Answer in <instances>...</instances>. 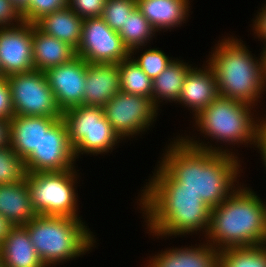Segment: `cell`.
<instances>
[{
	"label": "cell",
	"mask_w": 266,
	"mask_h": 267,
	"mask_svg": "<svg viewBox=\"0 0 266 267\" xmlns=\"http://www.w3.org/2000/svg\"><path fill=\"white\" fill-rule=\"evenodd\" d=\"M177 138L158 161V169L178 189L195 192L210 208L219 206L236 190L234 182L239 184V158L228 148L208 146L193 136Z\"/></svg>",
	"instance_id": "obj_1"
},
{
	"label": "cell",
	"mask_w": 266,
	"mask_h": 267,
	"mask_svg": "<svg viewBox=\"0 0 266 267\" xmlns=\"http://www.w3.org/2000/svg\"><path fill=\"white\" fill-rule=\"evenodd\" d=\"M154 172L139 198L152 236H185L198 230L206 235L211 208L195 192L178 189L158 168Z\"/></svg>",
	"instance_id": "obj_2"
},
{
	"label": "cell",
	"mask_w": 266,
	"mask_h": 267,
	"mask_svg": "<svg viewBox=\"0 0 266 267\" xmlns=\"http://www.w3.org/2000/svg\"><path fill=\"white\" fill-rule=\"evenodd\" d=\"M237 187L219 206L211 208L209 230L204 236L218 251L264 245L266 202L251 188Z\"/></svg>",
	"instance_id": "obj_3"
},
{
	"label": "cell",
	"mask_w": 266,
	"mask_h": 267,
	"mask_svg": "<svg viewBox=\"0 0 266 267\" xmlns=\"http://www.w3.org/2000/svg\"><path fill=\"white\" fill-rule=\"evenodd\" d=\"M241 41L223 38L206 62L216 75L219 96L249 103L255 108L266 91V75L262 56L257 59Z\"/></svg>",
	"instance_id": "obj_4"
},
{
	"label": "cell",
	"mask_w": 266,
	"mask_h": 267,
	"mask_svg": "<svg viewBox=\"0 0 266 267\" xmlns=\"http://www.w3.org/2000/svg\"><path fill=\"white\" fill-rule=\"evenodd\" d=\"M24 227L46 267L78 258L96 243L80 218L37 215Z\"/></svg>",
	"instance_id": "obj_5"
},
{
	"label": "cell",
	"mask_w": 266,
	"mask_h": 267,
	"mask_svg": "<svg viewBox=\"0 0 266 267\" xmlns=\"http://www.w3.org/2000/svg\"><path fill=\"white\" fill-rule=\"evenodd\" d=\"M252 109L253 105L249 103L218 96L194 118V124L197 131L211 140L234 146L239 143L254 146L266 117H255V120Z\"/></svg>",
	"instance_id": "obj_6"
},
{
	"label": "cell",
	"mask_w": 266,
	"mask_h": 267,
	"mask_svg": "<svg viewBox=\"0 0 266 267\" xmlns=\"http://www.w3.org/2000/svg\"><path fill=\"white\" fill-rule=\"evenodd\" d=\"M75 158L105 154L122 140L104 115L103 107L75 106L62 112ZM114 146V147H113Z\"/></svg>",
	"instance_id": "obj_7"
},
{
	"label": "cell",
	"mask_w": 266,
	"mask_h": 267,
	"mask_svg": "<svg viewBox=\"0 0 266 267\" xmlns=\"http://www.w3.org/2000/svg\"><path fill=\"white\" fill-rule=\"evenodd\" d=\"M76 169L52 172L28 173L26 180L32 200L33 209L37 215L78 216V193Z\"/></svg>",
	"instance_id": "obj_8"
},
{
	"label": "cell",
	"mask_w": 266,
	"mask_h": 267,
	"mask_svg": "<svg viewBox=\"0 0 266 267\" xmlns=\"http://www.w3.org/2000/svg\"><path fill=\"white\" fill-rule=\"evenodd\" d=\"M14 115L62 118L44 72L33 69L7 76Z\"/></svg>",
	"instance_id": "obj_9"
},
{
	"label": "cell",
	"mask_w": 266,
	"mask_h": 267,
	"mask_svg": "<svg viewBox=\"0 0 266 267\" xmlns=\"http://www.w3.org/2000/svg\"><path fill=\"white\" fill-rule=\"evenodd\" d=\"M104 115L124 140L146 131L154 123L158 109L151 98L119 91L103 106Z\"/></svg>",
	"instance_id": "obj_10"
},
{
	"label": "cell",
	"mask_w": 266,
	"mask_h": 267,
	"mask_svg": "<svg viewBox=\"0 0 266 267\" xmlns=\"http://www.w3.org/2000/svg\"><path fill=\"white\" fill-rule=\"evenodd\" d=\"M78 57L92 64H119L130 56L118 32L99 18L83 19Z\"/></svg>",
	"instance_id": "obj_11"
},
{
	"label": "cell",
	"mask_w": 266,
	"mask_h": 267,
	"mask_svg": "<svg viewBox=\"0 0 266 267\" xmlns=\"http://www.w3.org/2000/svg\"><path fill=\"white\" fill-rule=\"evenodd\" d=\"M76 159L66 124L60 118L42 134L37 150L24 161L28 173H37L74 169Z\"/></svg>",
	"instance_id": "obj_12"
},
{
	"label": "cell",
	"mask_w": 266,
	"mask_h": 267,
	"mask_svg": "<svg viewBox=\"0 0 266 267\" xmlns=\"http://www.w3.org/2000/svg\"><path fill=\"white\" fill-rule=\"evenodd\" d=\"M0 69L5 77L34 69L31 23L0 28Z\"/></svg>",
	"instance_id": "obj_13"
},
{
	"label": "cell",
	"mask_w": 266,
	"mask_h": 267,
	"mask_svg": "<svg viewBox=\"0 0 266 267\" xmlns=\"http://www.w3.org/2000/svg\"><path fill=\"white\" fill-rule=\"evenodd\" d=\"M87 65L85 60L77 56L71 62L44 72L61 112L83 105Z\"/></svg>",
	"instance_id": "obj_14"
},
{
	"label": "cell",
	"mask_w": 266,
	"mask_h": 267,
	"mask_svg": "<svg viewBox=\"0 0 266 267\" xmlns=\"http://www.w3.org/2000/svg\"><path fill=\"white\" fill-rule=\"evenodd\" d=\"M218 96L216 75L207 63L206 66H202V69L192 67L189 70L178 102L192 110L195 118Z\"/></svg>",
	"instance_id": "obj_15"
},
{
	"label": "cell",
	"mask_w": 266,
	"mask_h": 267,
	"mask_svg": "<svg viewBox=\"0 0 266 267\" xmlns=\"http://www.w3.org/2000/svg\"><path fill=\"white\" fill-rule=\"evenodd\" d=\"M58 119L60 118L14 115L9 120L8 145L25 160L37 150L42 134Z\"/></svg>",
	"instance_id": "obj_16"
},
{
	"label": "cell",
	"mask_w": 266,
	"mask_h": 267,
	"mask_svg": "<svg viewBox=\"0 0 266 267\" xmlns=\"http://www.w3.org/2000/svg\"><path fill=\"white\" fill-rule=\"evenodd\" d=\"M121 91L118 64L88 63L83 105L103 107L108 100Z\"/></svg>",
	"instance_id": "obj_17"
},
{
	"label": "cell",
	"mask_w": 266,
	"mask_h": 267,
	"mask_svg": "<svg viewBox=\"0 0 266 267\" xmlns=\"http://www.w3.org/2000/svg\"><path fill=\"white\" fill-rule=\"evenodd\" d=\"M170 248L149 256L146 267H218L219 251L208 243L197 247Z\"/></svg>",
	"instance_id": "obj_18"
},
{
	"label": "cell",
	"mask_w": 266,
	"mask_h": 267,
	"mask_svg": "<svg viewBox=\"0 0 266 267\" xmlns=\"http://www.w3.org/2000/svg\"><path fill=\"white\" fill-rule=\"evenodd\" d=\"M2 267H46L24 226H14L0 245Z\"/></svg>",
	"instance_id": "obj_19"
},
{
	"label": "cell",
	"mask_w": 266,
	"mask_h": 267,
	"mask_svg": "<svg viewBox=\"0 0 266 267\" xmlns=\"http://www.w3.org/2000/svg\"><path fill=\"white\" fill-rule=\"evenodd\" d=\"M32 50L34 69L45 72L54 66L71 62L76 50L63 41L45 34L32 24Z\"/></svg>",
	"instance_id": "obj_20"
},
{
	"label": "cell",
	"mask_w": 266,
	"mask_h": 267,
	"mask_svg": "<svg viewBox=\"0 0 266 267\" xmlns=\"http://www.w3.org/2000/svg\"><path fill=\"white\" fill-rule=\"evenodd\" d=\"M137 8L158 32L180 27L189 16V0H136Z\"/></svg>",
	"instance_id": "obj_21"
},
{
	"label": "cell",
	"mask_w": 266,
	"mask_h": 267,
	"mask_svg": "<svg viewBox=\"0 0 266 267\" xmlns=\"http://www.w3.org/2000/svg\"><path fill=\"white\" fill-rule=\"evenodd\" d=\"M0 215L13 226H24L37 216L33 209L27 180L0 185Z\"/></svg>",
	"instance_id": "obj_22"
},
{
	"label": "cell",
	"mask_w": 266,
	"mask_h": 267,
	"mask_svg": "<svg viewBox=\"0 0 266 267\" xmlns=\"http://www.w3.org/2000/svg\"><path fill=\"white\" fill-rule=\"evenodd\" d=\"M83 19L68 6L42 16L34 25L47 35L53 36L77 50L81 41Z\"/></svg>",
	"instance_id": "obj_23"
},
{
	"label": "cell",
	"mask_w": 266,
	"mask_h": 267,
	"mask_svg": "<svg viewBox=\"0 0 266 267\" xmlns=\"http://www.w3.org/2000/svg\"><path fill=\"white\" fill-rule=\"evenodd\" d=\"M191 68L188 63L176 58V60L174 59L166 69L152 80L153 90L151 101L158 110L159 104L163 100L178 103L184 80Z\"/></svg>",
	"instance_id": "obj_24"
},
{
	"label": "cell",
	"mask_w": 266,
	"mask_h": 267,
	"mask_svg": "<svg viewBox=\"0 0 266 267\" xmlns=\"http://www.w3.org/2000/svg\"><path fill=\"white\" fill-rule=\"evenodd\" d=\"M156 32L147 18L136 8L128 16L127 21L118 33L124 45L129 49L130 56H133L137 54V49L139 52V48H143L149 43L148 41L152 39Z\"/></svg>",
	"instance_id": "obj_25"
},
{
	"label": "cell",
	"mask_w": 266,
	"mask_h": 267,
	"mask_svg": "<svg viewBox=\"0 0 266 267\" xmlns=\"http://www.w3.org/2000/svg\"><path fill=\"white\" fill-rule=\"evenodd\" d=\"M121 91L142 97L152 96V79L139 67L132 56L118 64Z\"/></svg>",
	"instance_id": "obj_26"
},
{
	"label": "cell",
	"mask_w": 266,
	"mask_h": 267,
	"mask_svg": "<svg viewBox=\"0 0 266 267\" xmlns=\"http://www.w3.org/2000/svg\"><path fill=\"white\" fill-rule=\"evenodd\" d=\"M218 267H266V246L223 249L219 251Z\"/></svg>",
	"instance_id": "obj_27"
},
{
	"label": "cell",
	"mask_w": 266,
	"mask_h": 267,
	"mask_svg": "<svg viewBox=\"0 0 266 267\" xmlns=\"http://www.w3.org/2000/svg\"><path fill=\"white\" fill-rule=\"evenodd\" d=\"M27 174L24 159L9 145L0 147V185L23 182Z\"/></svg>",
	"instance_id": "obj_28"
},
{
	"label": "cell",
	"mask_w": 266,
	"mask_h": 267,
	"mask_svg": "<svg viewBox=\"0 0 266 267\" xmlns=\"http://www.w3.org/2000/svg\"><path fill=\"white\" fill-rule=\"evenodd\" d=\"M136 8V0H106L101 18L112 30L119 32Z\"/></svg>",
	"instance_id": "obj_29"
},
{
	"label": "cell",
	"mask_w": 266,
	"mask_h": 267,
	"mask_svg": "<svg viewBox=\"0 0 266 267\" xmlns=\"http://www.w3.org/2000/svg\"><path fill=\"white\" fill-rule=\"evenodd\" d=\"M139 67L153 80L174 60L158 48L146 49L140 56L132 57Z\"/></svg>",
	"instance_id": "obj_30"
},
{
	"label": "cell",
	"mask_w": 266,
	"mask_h": 267,
	"mask_svg": "<svg viewBox=\"0 0 266 267\" xmlns=\"http://www.w3.org/2000/svg\"><path fill=\"white\" fill-rule=\"evenodd\" d=\"M68 0H30L28 9L21 15L23 22L34 24L42 16L63 9Z\"/></svg>",
	"instance_id": "obj_31"
},
{
	"label": "cell",
	"mask_w": 266,
	"mask_h": 267,
	"mask_svg": "<svg viewBox=\"0 0 266 267\" xmlns=\"http://www.w3.org/2000/svg\"><path fill=\"white\" fill-rule=\"evenodd\" d=\"M106 0H68L67 6L82 19L99 18Z\"/></svg>",
	"instance_id": "obj_32"
},
{
	"label": "cell",
	"mask_w": 266,
	"mask_h": 267,
	"mask_svg": "<svg viewBox=\"0 0 266 267\" xmlns=\"http://www.w3.org/2000/svg\"><path fill=\"white\" fill-rule=\"evenodd\" d=\"M16 25H15V23ZM23 22L22 16L10 0H0V28L18 26Z\"/></svg>",
	"instance_id": "obj_33"
},
{
	"label": "cell",
	"mask_w": 266,
	"mask_h": 267,
	"mask_svg": "<svg viewBox=\"0 0 266 267\" xmlns=\"http://www.w3.org/2000/svg\"><path fill=\"white\" fill-rule=\"evenodd\" d=\"M13 116L12 98L7 77L0 76V118L9 121Z\"/></svg>",
	"instance_id": "obj_34"
},
{
	"label": "cell",
	"mask_w": 266,
	"mask_h": 267,
	"mask_svg": "<svg viewBox=\"0 0 266 267\" xmlns=\"http://www.w3.org/2000/svg\"><path fill=\"white\" fill-rule=\"evenodd\" d=\"M253 21L254 24H252V30L255 31L254 34H256L257 38L261 39V41H266V4L261 7Z\"/></svg>",
	"instance_id": "obj_35"
},
{
	"label": "cell",
	"mask_w": 266,
	"mask_h": 267,
	"mask_svg": "<svg viewBox=\"0 0 266 267\" xmlns=\"http://www.w3.org/2000/svg\"><path fill=\"white\" fill-rule=\"evenodd\" d=\"M255 147L261 151L260 154L266 169V120L258 131Z\"/></svg>",
	"instance_id": "obj_36"
},
{
	"label": "cell",
	"mask_w": 266,
	"mask_h": 267,
	"mask_svg": "<svg viewBox=\"0 0 266 267\" xmlns=\"http://www.w3.org/2000/svg\"><path fill=\"white\" fill-rule=\"evenodd\" d=\"M9 139V121L0 118V147L7 146Z\"/></svg>",
	"instance_id": "obj_37"
},
{
	"label": "cell",
	"mask_w": 266,
	"mask_h": 267,
	"mask_svg": "<svg viewBox=\"0 0 266 267\" xmlns=\"http://www.w3.org/2000/svg\"><path fill=\"white\" fill-rule=\"evenodd\" d=\"M13 227L14 226L7 219L0 215V245Z\"/></svg>",
	"instance_id": "obj_38"
},
{
	"label": "cell",
	"mask_w": 266,
	"mask_h": 267,
	"mask_svg": "<svg viewBox=\"0 0 266 267\" xmlns=\"http://www.w3.org/2000/svg\"><path fill=\"white\" fill-rule=\"evenodd\" d=\"M14 8L22 15L29 7L30 0H10Z\"/></svg>",
	"instance_id": "obj_39"
},
{
	"label": "cell",
	"mask_w": 266,
	"mask_h": 267,
	"mask_svg": "<svg viewBox=\"0 0 266 267\" xmlns=\"http://www.w3.org/2000/svg\"><path fill=\"white\" fill-rule=\"evenodd\" d=\"M263 44H265V47H263L260 55L262 56L263 68L266 75V41H263Z\"/></svg>",
	"instance_id": "obj_40"
},
{
	"label": "cell",
	"mask_w": 266,
	"mask_h": 267,
	"mask_svg": "<svg viewBox=\"0 0 266 267\" xmlns=\"http://www.w3.org/2000/svg\"><path fill=\"white\" fill-rule=\"evenodd\" d=\"M264 245L266 246V234H265V240H264Z\"/></svg>",
	"instance_id": "obj_41"
}]
</instances>
